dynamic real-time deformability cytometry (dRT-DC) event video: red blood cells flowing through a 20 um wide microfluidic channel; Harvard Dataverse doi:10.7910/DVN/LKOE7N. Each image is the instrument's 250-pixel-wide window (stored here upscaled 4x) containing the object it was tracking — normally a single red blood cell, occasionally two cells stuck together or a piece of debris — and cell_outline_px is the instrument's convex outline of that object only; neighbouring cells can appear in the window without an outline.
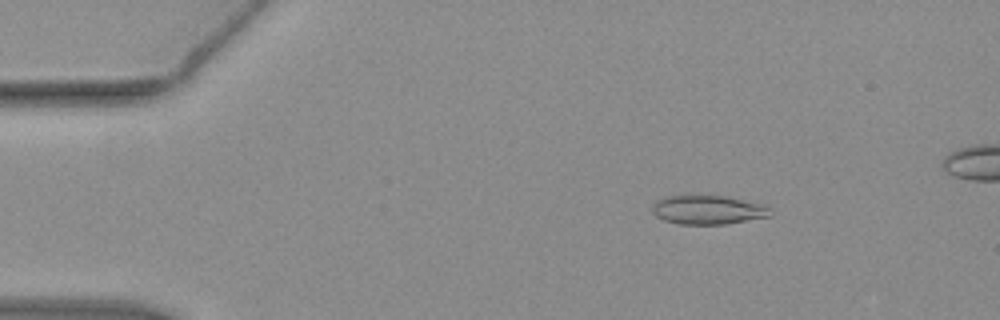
{"species": "common noctule bat (a hibernating species)", "species_latin": "Nyctalus noctula", "temperature_condition": "warm", "stored_images_in_passage": 52, "camera_frame_rate_fps": 3000, "um_per_image_px": 0.085, "animal": {"sex": "female", "body_mass_g": 19.3, "forearm_length_mm": 54.1}, "frame": {"image": 1, "passage_image": 8, "time_ms": 2.333, "image_size_px": [1000, 320], "cell_outline_px": [[772, 216], [724, 224], [680, 224], [664, 220], [656, 216], [652, 212], [652, 204], [656, 200], [668, 196], [728, 196], [756, 204], [768, 208]], "centroid_in_image_um": [60.1, 17.84], "position_along_channel_um": 24.9, "area_um2": 19.54}}
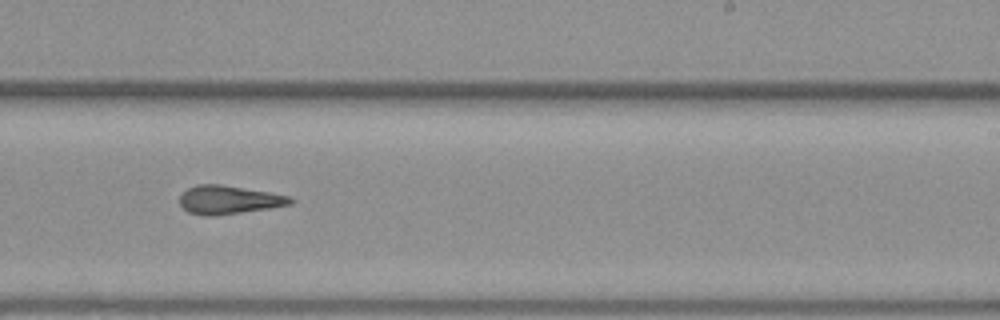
{"frame": {"image": 2, "passage_image": 33, "time_ms": 10.667, "image_size_px": [1000, 320], "cell_outline_px": [[296, 200], [292, 204], [268, 208], [212, 216], [204, 216], [188, 212], [180, 204], [180, 196], [188, 188], [196, 184], [220, 184], [268, 192], [288, 196]], "centroid_in_image_um": [19.43, 16.98], "position_along_channel_um": 269.6, "area_um2": 18.15}}
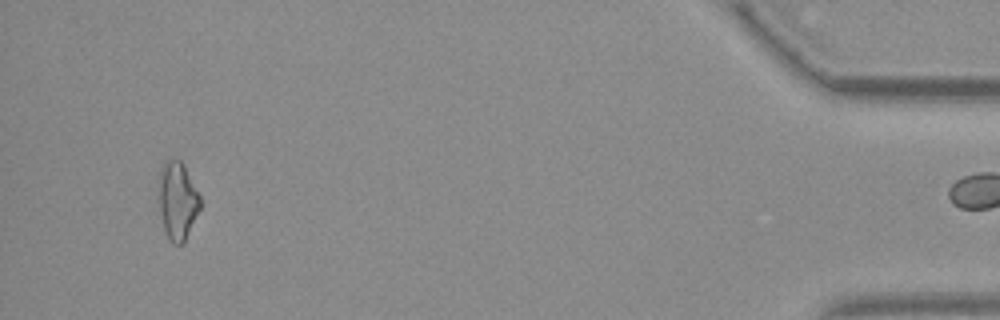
{"frame": {"image": 3, "passage_image": 51, "time_ms": 16.667, "image_size_px": [1000, 320], "cell_outline_px": [[200, 208], [184, 244], [172, 244], [168, 240], [164, 228], [160, 212], [160, 168], [168, 160], [180, 160], [184, 164], [200, 196]], "centroid_in_image_um": [15.11, 17.1], "position_along_channel_um": 420.1, "area_um2": 18.55}}